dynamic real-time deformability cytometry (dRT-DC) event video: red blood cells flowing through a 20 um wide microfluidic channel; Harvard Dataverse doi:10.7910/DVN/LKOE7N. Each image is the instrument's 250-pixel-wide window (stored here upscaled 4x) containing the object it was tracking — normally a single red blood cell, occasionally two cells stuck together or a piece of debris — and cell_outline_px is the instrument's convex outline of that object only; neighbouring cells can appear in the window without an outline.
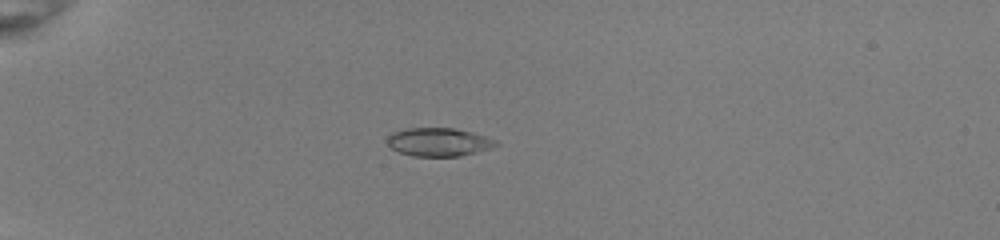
{"species": "common noctule bat (a hibernating species)", "species_latin": "Nyctalus noctula", "temperature_condition": "room temperature", "stored_images_in_passage": 38, "camera_frame_rate_fps": 3000, "um_per_image_px": 0.085, "animal": {"sex": "female", "body_mass_g": 22.0, "forearm_length_mm": 56.7}, "frame": {"image": 1, "passage_image": 2, "time_ms": 0.333, "image_size_px": [1000, 240], "cell_outline_px": [[500, 144], [476, 152], [460, 156], [412, 156], [400, 152], [392, 148], [388, 144], [388, 136], [392, 132], [404, 128], [456, 128], [472, 132], [496, 140]], "centroid_in_image_um": [37.27, 12.06], "position_along_channel_um": 47.7, "area_um2": 17.86}}
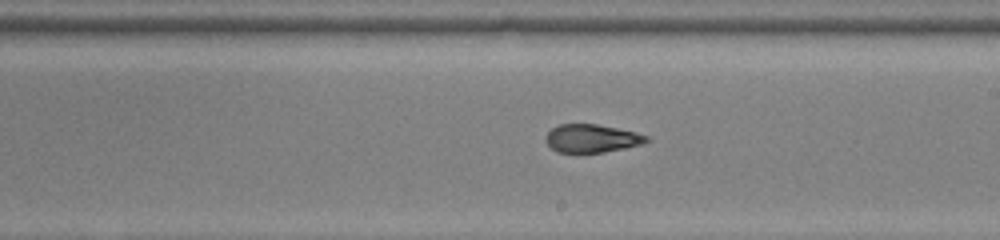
{"frame": {"image": 2, "passage_image": 19, "time_ms": 6.0, "image_size_px": [1000, 240], "cell_outline_px": [[648, 140], [640, 144], [624, 148], [604, 152], [556, 152], [544, 140], [544, 136], [552, 128], [560, 124], [596, 124], [616, 128], [648, 136]], "centroid_in_image_um": [50.23, 11.76], "position_along_channel_um": 238.8, "area_um2": 16.24}}
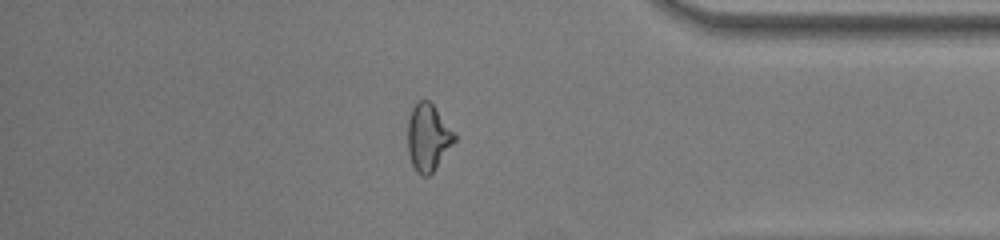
{"frame": {"image": 3, "passage_image": 32, "time_ms": 10.333, "image_size_px": [1000, 240], "cell_outline_px": [[456, 140], [432, 172], [428, 176], [420, 176], [416, 172], [412, 164], [408, 152], [408, 120], [412, 108], [420, 100], [428, 100], [432, 104], [456, 136]], "centroid_in_image_um": [36.36, 11.71], "position_along_channel_um": 398.8, "area_um2": 17.86}, "authors_computed_cell_mechanics": {"area_um2": 17.5712, "velocity_mm_per_s": 4.0297, "shape_relaxation_time_tau1_ms": null, "shape_relaxation_time_tau2_ms": 0.5791, "deformation_change_tau1": null, "deformation_change_tau2": 0.0626}}